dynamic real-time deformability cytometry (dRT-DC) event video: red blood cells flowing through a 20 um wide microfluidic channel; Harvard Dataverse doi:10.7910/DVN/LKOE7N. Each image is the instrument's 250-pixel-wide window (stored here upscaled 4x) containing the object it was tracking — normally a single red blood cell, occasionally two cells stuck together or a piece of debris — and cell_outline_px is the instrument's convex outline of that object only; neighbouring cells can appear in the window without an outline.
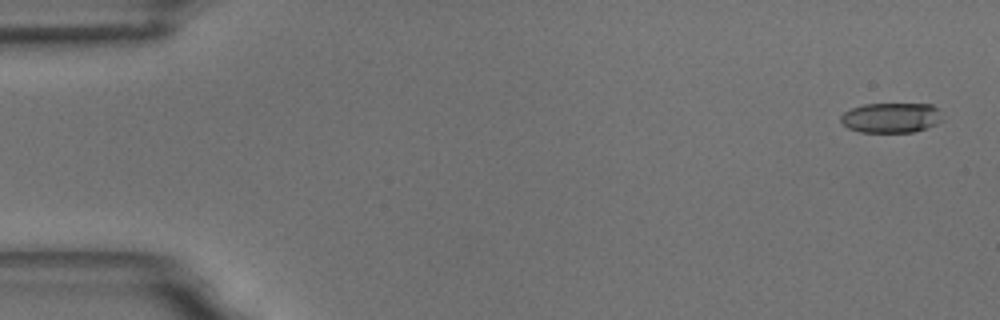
{"species": "common noctule bat (a hibernating species)", "species_latin": "Nyctalus noctula", "temperature_condition": "room temperature", "stored_images_in_passage": 6, "camera_frame_rate_fps": 3000, "um_per_image_px": 0.085, "animal": {"sex": "male", "body_mass_g": 18.8}, "frame": {"image": 1, "passage_image": 1, "time_ms": 0.0, "image_size_px": [1000, 320], "cell_outline_px": [[940, 120], [936, 124], [912, 132], [860, 132], [848, 128], [840, 120], [840, 116], [844, 112], [852, 108], [864, 104], [932, 104], [936, 108]], "centroid_in_image_um": [75.68, 10.0], "position_along_channel_um": 9.3, "area_um2": 17.46}}
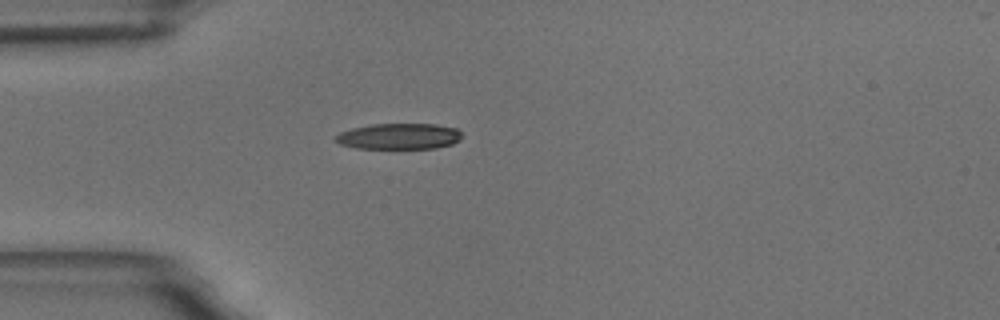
{"frame": {"image": 2, "passage_image": 5, "time_ms": 4.667, "image_size_px": [1000, 320], "cell_outline_px": [[464, 136], [460, 140], [452, 144], [436, 148], [356, 148], [340, 144], [332, 140], [340, 132], [352, 128], [372, 124], [436, 124], [456, 128]], "centroid_in_image_um": [33.93, 11.58], "position_along_channel_um": 51.1, "area_um2": 19.19}}